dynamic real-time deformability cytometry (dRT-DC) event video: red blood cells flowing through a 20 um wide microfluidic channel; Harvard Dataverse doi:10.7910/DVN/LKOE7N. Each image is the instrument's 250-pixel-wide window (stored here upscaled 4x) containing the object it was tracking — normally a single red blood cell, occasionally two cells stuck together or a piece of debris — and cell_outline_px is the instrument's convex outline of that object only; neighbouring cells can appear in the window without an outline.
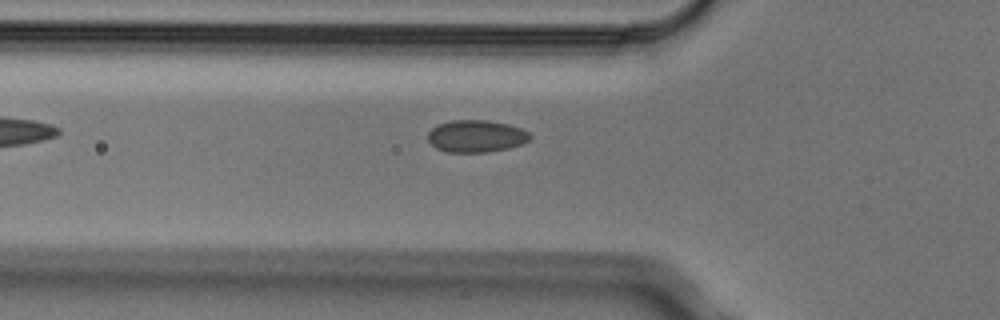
{"species": "Egyptian fruit bat (a non-hibernating species)", "species_latin": "Rousettus aegyptiacus", "temperature_condition": "cold", "stored_images_in_passage": 5, "camera_frame_rate_fps": 3000, "um_per_image_px": 0.085, "animal": {"sex": "male"}, "frame": {"image": 1, "passage_image": 5, "time_ms": 1.333, "image_size_px": [1000, 320], "cell_outline_px": [[532, 136], [528, 140], [520, 144], [508, 148], [488, 152], [448, 152], [436, 148], [428, 140], [428, 132], [436, 124], [452, 120], [488, 120], [508, 124], [520, 128], [528, 132]], "centroid_in_image_um": [40.45, 11.56], "position_along_channel_um": 85.4, "area_um2": 19.13}}